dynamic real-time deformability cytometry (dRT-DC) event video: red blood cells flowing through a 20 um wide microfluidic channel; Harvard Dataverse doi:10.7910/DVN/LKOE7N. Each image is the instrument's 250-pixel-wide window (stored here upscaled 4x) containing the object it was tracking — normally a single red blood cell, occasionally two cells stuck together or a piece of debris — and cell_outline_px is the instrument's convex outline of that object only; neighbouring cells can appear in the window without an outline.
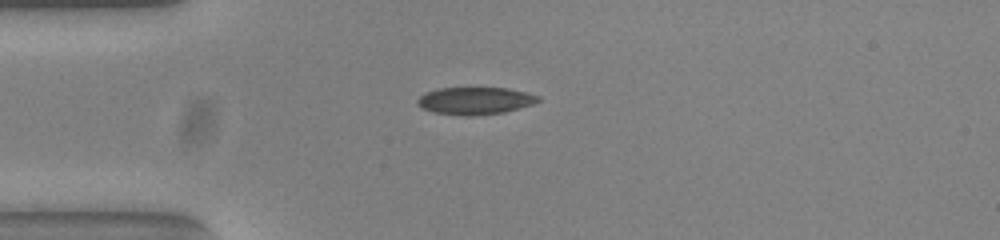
{"species": "common noctule bat (a hibernating species)", "species_latin": "Nyctalus noctula", "temperature_condition": "warm", "stored_images_in_passage": 40, "camera_frame_rate_fps": 3000, "um_per_image_px": 0.085, "animal": {"sex": "female", "body_mass_g": 23.0, "forearm_length_mm": 53.4}, "frame": {"image": 1, "passage_image": 1, "time_ms": 0.0, "image_size_px": [1000, 240], "cell_outline_px": [[540, 100], [532, 104], [504, 112], [472, 116], [464, 116], [432, 112], [416, 104], [416, 100], [420, 96], [428, 92], [440, 88], [508, 88], [540, 96]], "centroid_in_image_um": [40.37, 8.57], "position_along_channel_um": 44.6, "area_um2": 19.07}}
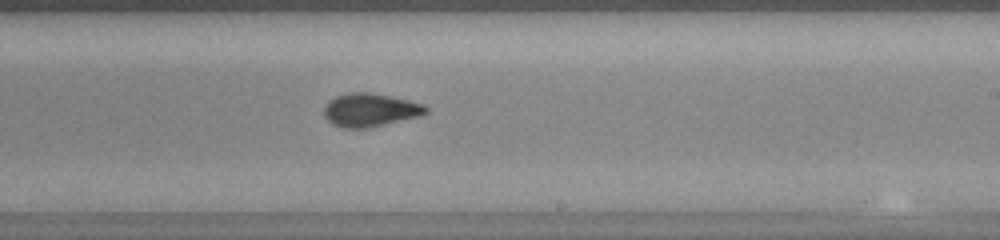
{"frame": {"image": 2, "passage_image": 19, "time_ms": 6.0, "image_size_px": [1000, 240], "cell_outline_px": [[428, 112], [420, 116], [368, 128], [344, 128], [332, 124], [324, 116], [324, 108], [328, 100], [336, 96], [348, 92], [368, 92], [408, 100], [424, 104], [428, 108]], "centroid_in_image_um": [31.45, 9.35], "position_along_channel_um": 257.6, "area_um2": 19.77}}
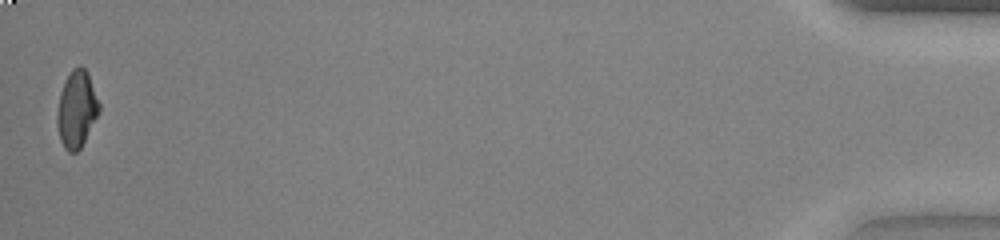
{"frame": {"image": 3, "passage_image": 40, "time_ms": 13.0, "image_size_px": [1000, 240], "cell_outline_px": [[100, 112], [80, 148], [76, 152], [68, 152], [64, 148], [60, 140], [56, 124], [56, 116], [60, 92], [72, 68], [80, 64], [88, 72], [100, 104]], "centroid_in_image_um": [6.51, 9.28], "position_along_channel_um": 428.7, "area_um2": 18.9}, "authors_computed_cell_mechanics": {"area_um2": 19.2763, "velocity_mm_per_s": 3.8493, "shape_relaxation_time_tau1_ms": 8.1393, "shape_relaxation_time_tau2_ms": 1.4125, "deformation_change_tau1": 0.2531, "deformation_change_tau2": 0.0531}}